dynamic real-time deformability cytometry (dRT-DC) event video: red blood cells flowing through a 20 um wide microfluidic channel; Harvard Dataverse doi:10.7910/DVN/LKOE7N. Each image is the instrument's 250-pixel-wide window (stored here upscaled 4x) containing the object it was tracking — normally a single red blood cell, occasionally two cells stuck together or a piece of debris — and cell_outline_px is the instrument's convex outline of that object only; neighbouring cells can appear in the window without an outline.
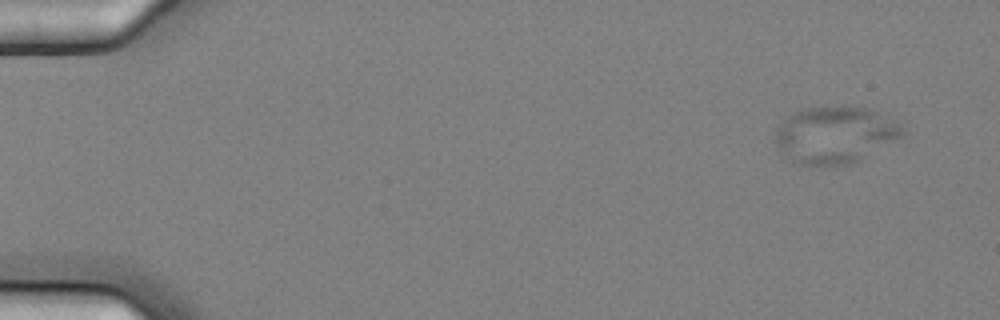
{"species": "common noctule bat (a hibernating species)", "species_latin": "Nyctalus noctula", "temperature_condition": "cold", "stored_images_in_passage": 4, "camera_frame_rate_fps": 3000, "um_per_image_px": 0.085, "animal": {"sex": "female", "body_mass_g": 25.1}, "frame": {"image": 1, "passage_image": 1, "time_ms": 0.0, "image_size_px": [1000, 320], "cell_outline_px": [[904, 136], [848, 164], [820, 168], [792, 164], [772, 140], [776, 128], [784, 116], [792, 112], [804, 108], [840, 104], [864, 108], [904, 120]], "centroid_in_image_um": [70.93, 11.44], "position_along_channel_um": 14.1, "area_um2": 43.87}}